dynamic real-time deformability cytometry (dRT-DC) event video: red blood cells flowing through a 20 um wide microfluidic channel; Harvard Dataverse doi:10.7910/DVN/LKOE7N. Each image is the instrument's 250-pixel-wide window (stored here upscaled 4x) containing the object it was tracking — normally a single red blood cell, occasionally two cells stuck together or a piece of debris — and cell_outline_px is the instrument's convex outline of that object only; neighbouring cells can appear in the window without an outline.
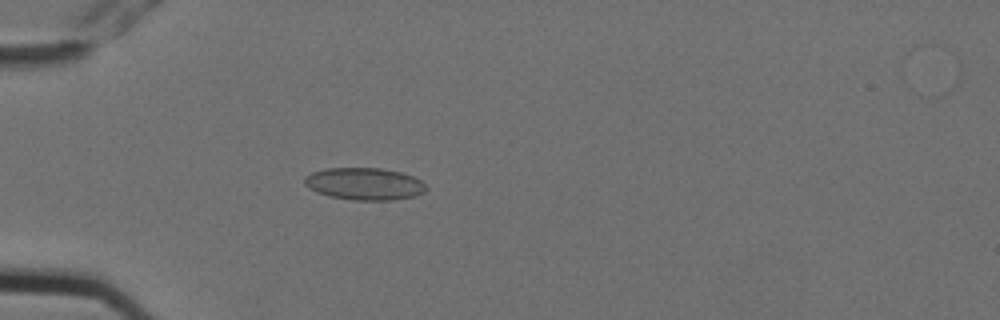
{"species": "Egyptian fruit bat (a non-hibernating species)", "species_latin": "Rousettus aegyptiacus", "temperature_condition": "cold", "stored_images_in_passage": 6, "camera_frame_rate_fps": 3000, "um_per_image_px": 0.085, "animal": {"sex": "female"}, "frame": {"image": 1, "passage_image": 6, "time_ms": 1.667, "image_size_px": [1000, 320], "cell_outline_px": [[428, 188], [424, 192], [412, 196], [392, 200], [352, 200], [328, 196], [316, 192], [308, 188], [304, 184], [304, 176], [312, 172], [324, 168], [380, 168], [400, 172], [412, 176], [420, 180]], "centroid_in_image_um": [30.92, 15.62], "position_along_channel_um": 54.1, "area_um2": 22.89}}